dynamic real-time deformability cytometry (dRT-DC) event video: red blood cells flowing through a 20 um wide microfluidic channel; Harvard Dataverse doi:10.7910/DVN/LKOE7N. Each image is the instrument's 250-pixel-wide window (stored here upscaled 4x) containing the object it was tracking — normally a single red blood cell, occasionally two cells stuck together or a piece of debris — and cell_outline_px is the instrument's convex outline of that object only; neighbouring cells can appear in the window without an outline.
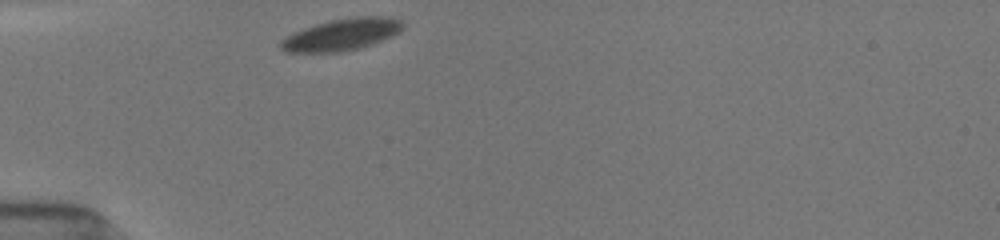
{"species": "common noctule bat (a hibernating species)", "species_latin": "Nyctalus noctula", "temperature_condition": "room temperature", "stored_images_in_passage": 82, "camera_frame_rate_fps": 3000, "um_per_image_px": 0.085, "animal": {"sex": "female", "body_mass_g": 19.5, "forearm_length_mm": 54.1}, "frame": {"image": 1, "passage_image": 1, "time_ms": 0.0, "image_size_px": [1000, 240], "cell_outline_px": [[404, 24], [396, 32], [372, 44], [360, 48], [336, 52], [288, 52], [280, 48], [280, 40], [304, 28], [316, 24], [332, 20], [360, 16], [380, 16], [400, 20]], "centroid_in_image_um": [28.99, 2.94], "position_along_channel_um": 56.0, "area_um2": 21.91}}
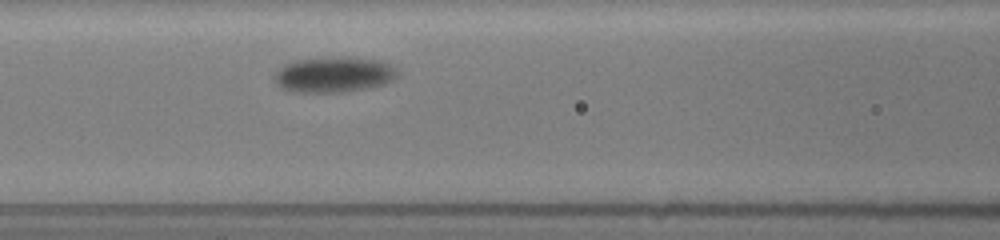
{"frame": {"image": 2, "passage_image": 19, "time_ms": 2.667, "image_size_px": [1000, 240], "cell_outline_px": [[396, 76], [380, 84], [340, 92], [292, 92], [280, 88], [276, 84], [276, 72], [284, 64], [300, 60], [376, 60], [388, 64], [396, 72]], "centroid_in_image_um": [28.24, 6.4], "position_along_channel_um": 138.4, "area_um2": 23.52}}
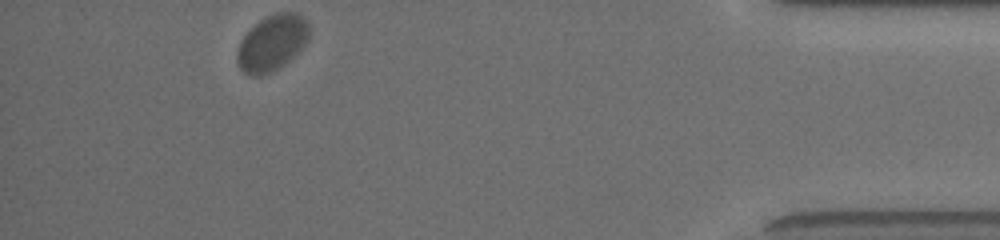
{"frame": {"image": 3, "passage_image": 71, "time_ms": 11.667, "image_size_px": [1000, 240], "cell_outline_px": [[308, 40], [284, 64], [272, 72], [260, 76], [244, 72], [240, 68], [236, 60], [236, 56], [240, 40], [260, 20], [276, 12], [300, 12], [304, 16], [308, 24]], "centroid_in_image_um": [23.12, 3.63], "position_along_channel_um": 412.1, "area_um2": 23.12}}